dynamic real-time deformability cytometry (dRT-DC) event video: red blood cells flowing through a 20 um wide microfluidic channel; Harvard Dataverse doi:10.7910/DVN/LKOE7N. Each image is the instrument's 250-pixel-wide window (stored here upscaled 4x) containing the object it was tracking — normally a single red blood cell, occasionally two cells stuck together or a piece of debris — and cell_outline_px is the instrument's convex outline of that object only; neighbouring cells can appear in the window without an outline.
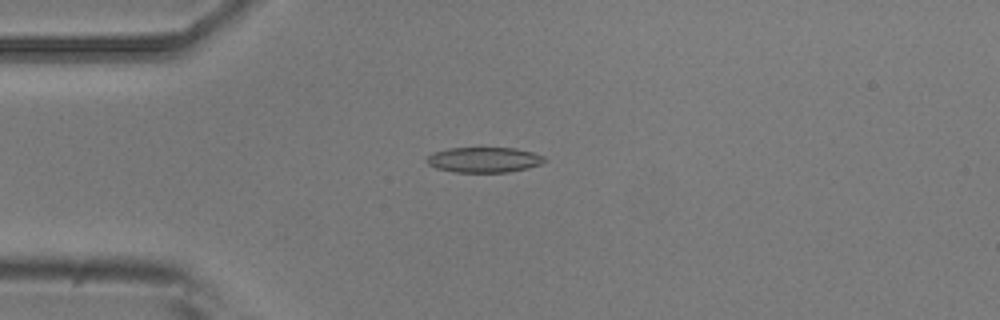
{"species": "common noctule bat (a hibernating species)", "species_latin": "Nyctalus noctula", "temperature_condition": "room temperature", "stored_images_in_passage": 53, "camera_frame_rate_fps": 3000, "um_per_image_px": 0.085, "animal": {"sex": "male", "body_mass_g": 20.5, "forearm_length_mm": 52.5}, "frame": {"image": 1, "passage_image": 13, "time_ms": 4.0, "image_size_px": [1000, 320], "cell_outline_px": [[548, 160], [540, 164], [528, 168], [508, 172], [456, 172], [436, 168], [428, 164], [424, 160], [432, 152], [448, 148], [516, 148], [532, 152], [544, 156]], "centroid_in_image_um": [41.13, 13.58], "position_along_channel_um": 43.9, "area_um2": 17.46}}
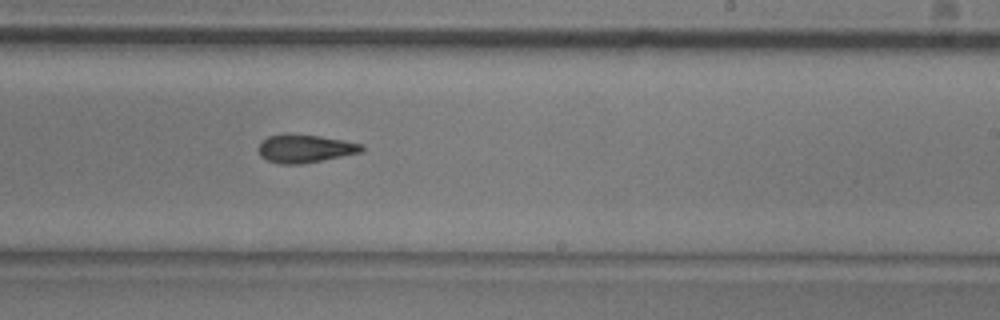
{"frame": {"image": 2, "passage_image": 32, "time_ms": 10.333, "image_size_px": [1000, 320], "cell_outline_px": [[364, 152], [300, 164], [280, 164], [268, 160], [260, 156], [256, 148], [268, 136], [284, 132], [288, 132], [320, 136], [344, 140], [364, 144]], "centroid_in_image_um": [25.92, 12.6], "position_along_channel_um": 263.1, "area_um2": 17.28}}
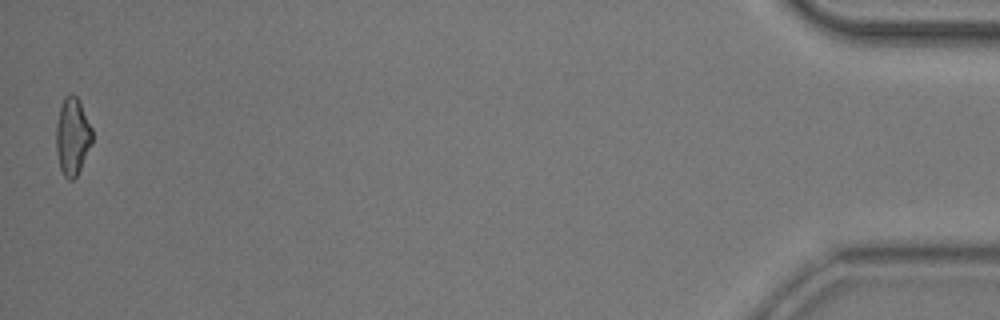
{"frame": {"image": 3, "passage_image": 53, "time_ms": 17.333, "image_size_px": [1000, 320], "cell_outline_px": [[92, 144], [76, 176], [72, 180], [68, 180], [64, 176], [60, 168], [56, 152], [56, 124], [60, 108], [64, 96], [72, 92], [80, 100], [92, 128]], "centroid_in_image_um": [6.16, 11.56], "position_along_channel_um": 429.0, "area_um2": 16.42}, "authors_computed_cell_mechanics": {"area_um2": 17.2822, "velocity_mm_per_s": 3.7289, "shape_relaxation_time_tau1_ms": null, "shape_relaxation_time_tau2_ms": 6.9598, "deformation_change_tau1": null, "deformation_change_tau2": 0.1715}}